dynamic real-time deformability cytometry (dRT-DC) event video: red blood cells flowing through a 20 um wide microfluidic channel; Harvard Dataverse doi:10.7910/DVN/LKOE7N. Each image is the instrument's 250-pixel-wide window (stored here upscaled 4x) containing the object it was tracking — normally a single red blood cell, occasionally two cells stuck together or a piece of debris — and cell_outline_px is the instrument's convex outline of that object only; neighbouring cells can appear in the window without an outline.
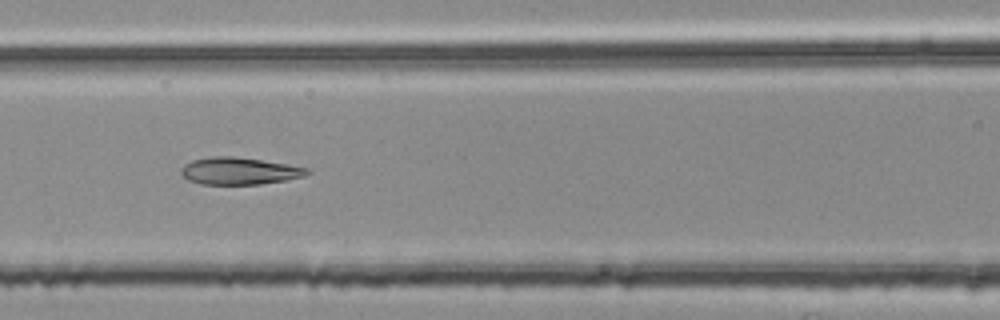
{"species": "common noctule bat (a hibernating species)", "species_latin": "Nyctalus noctula", "temperature_condition": "room temperature", "stored_images_in_passage": 37, "camera_frame_rate_fps": 3000, "um_per_image_px": 0.085, "animal": {"sex": "female", "body_mass_g": 25.1}, "frame": {"image": 1, "passage_image": 7, "time_ms": 2.0, "image_size_px": [1000, 320], "cell_outline_px": [[312, 172], [304, 176], [284, 180], [260, 184], [204, 184], [188, 180], [180, 172], [180, 168], [184, 164], [192, 160], [212, 156], [232, 156], [288, 164], [308, 168]], "centroid_in_image_um": [20.33, 14.53], "position_along_channel_um": 146.3, "area_um2": 19.83}}
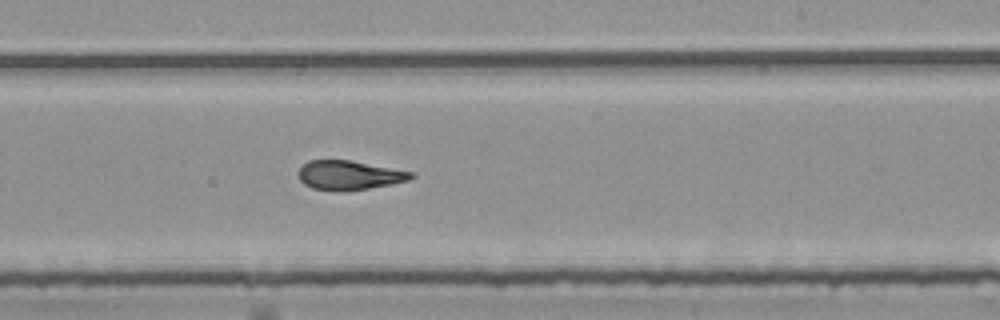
{"frame": {"image": 2, "passage_image": 16, "time_ms": 5.0, "image_size_px": [1000, 320], "cell_outline_px": [[416, 176], [408, 180], [392, 184], [344, 192], [336, 192], [312, 188], [304, 184], [300, 180], [296, 172], [308, 160], [348, 160], [412, 172]], "centroid_in_image_um": [29.63, 14.91], "position_along_channel_um": 259.4, "area_um2": 19.25}}
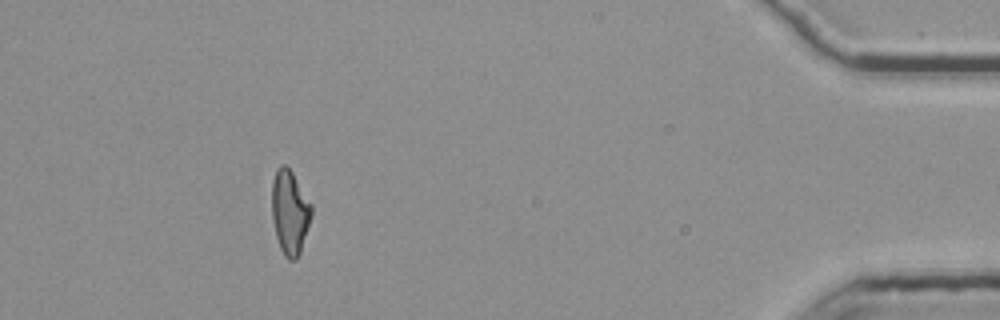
{"frame": {"image": 3, "passage_image": 33, "time_ms": 10.667, "image_size_px": [1000, 320], "cell_outline_px": [[312, 216], [300, 252], [296, 260], [288, 260], [284, 256], [280, 248], [276, 236], [272, 220], [272, 180], [276, 168], [280, 164], [284, 164], [292, 172], [312, 204]], "centroid_in_image_um": [24.63, 18.03], "position_along_channel_um": 410.6, "area_um2": 19.59}, "authors_computed_cell_mechanics": {"area_um2": 19.5942, "velocity_mm_per_s": 3.7847, "shape_relaxation_time_tau1_ms": null, "shape_relaxation_time_tau2_ms": 2.2961, "deformation_change_tau1": null, "deformation_change_tau2": 0.0791}}